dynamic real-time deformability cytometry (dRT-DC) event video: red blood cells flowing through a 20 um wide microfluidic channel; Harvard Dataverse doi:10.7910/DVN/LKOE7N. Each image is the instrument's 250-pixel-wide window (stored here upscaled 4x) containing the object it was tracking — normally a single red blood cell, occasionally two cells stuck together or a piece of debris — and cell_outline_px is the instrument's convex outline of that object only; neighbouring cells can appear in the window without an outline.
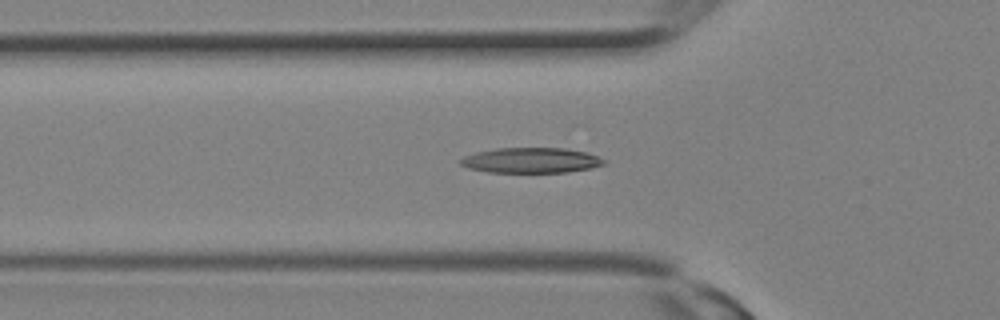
{"species": "Egyptian fruit bat (a non-hibernating species)", "species_latin": "Rousettus aegyptiacus", "temperature_condition": "room temperature", "stored_images_in_passage": 15, "camera_frame_rate_fps": 3000, "um_per_image_px": 0.085, "animal": {"sex": "female"}, "frame": {"image": 1, "passage_image": 9, "time_ms": 2.667, "image_size_px": [1000, 320], "cell_outline_px": [[608, 160], [604, 164], [592, 168], [568, 172], [488, 172], [468, 168], [460, 164], [460, 160], [464, 156], [476, 152], [496, 148], [564, 148], [588, 152]], "centroid_in_image_um": [45.18, 13.62], "position_along_channel_um": 80.6, "area_um2": 21.27}}
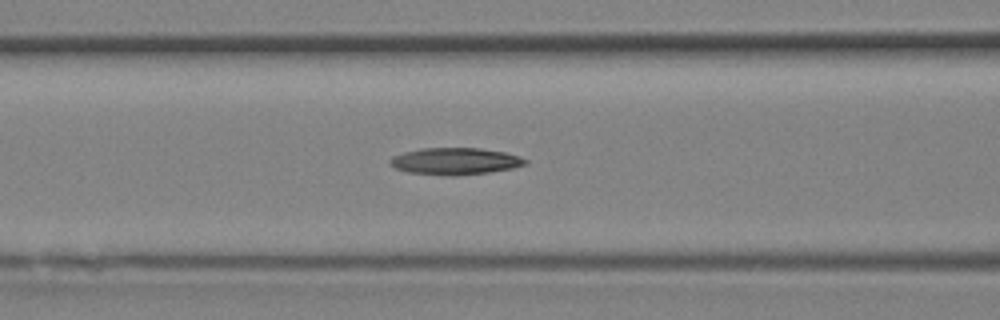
{"frame": {"image": 2, "passage_image": 11, "time_ms": 3.333, "image_size_px": [1000, 320], "cell_outline_px": [[528, 164], [512, 168], [488, 172], [456, 176], [452, 176], [408, 172], [396, 168], [388, 160], [392, 156], [404, 152], [420, 148], [480, 148], [504, 152], [520, 156], [528, 160]], "centroid_in_image_um": [38.71, 13.7], "position_along_channel_um": 127.9, "area_um2": 21.15}}
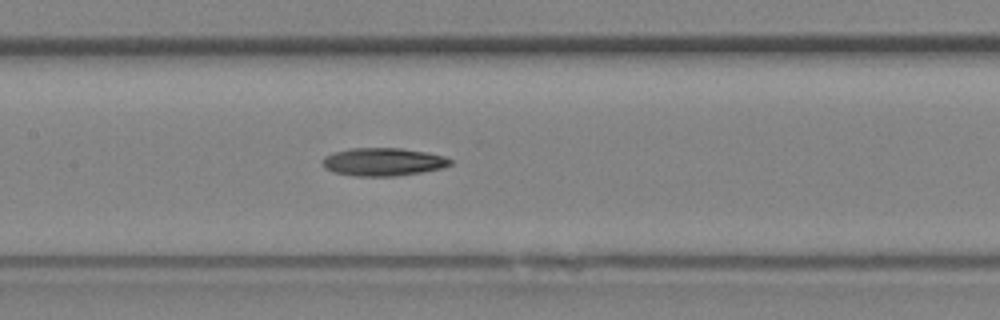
{"frame": {"image": 3, "passage_image": 13, "time_ms": 4.0, "image_size_px": [1000, 320], "cell_outline_px": [[452, 164], [444, 168], [396, 176], [356, 176], [336, 172], [324, 168], [324, 156], [336, 152], [352, 148], [400, 148], [424, 152], [444, 156], [452, 160]], "centroid_in_image_um": [32.6, 13.76], "position_along_channel_um": 174.8, "area_um2": 20.58}}